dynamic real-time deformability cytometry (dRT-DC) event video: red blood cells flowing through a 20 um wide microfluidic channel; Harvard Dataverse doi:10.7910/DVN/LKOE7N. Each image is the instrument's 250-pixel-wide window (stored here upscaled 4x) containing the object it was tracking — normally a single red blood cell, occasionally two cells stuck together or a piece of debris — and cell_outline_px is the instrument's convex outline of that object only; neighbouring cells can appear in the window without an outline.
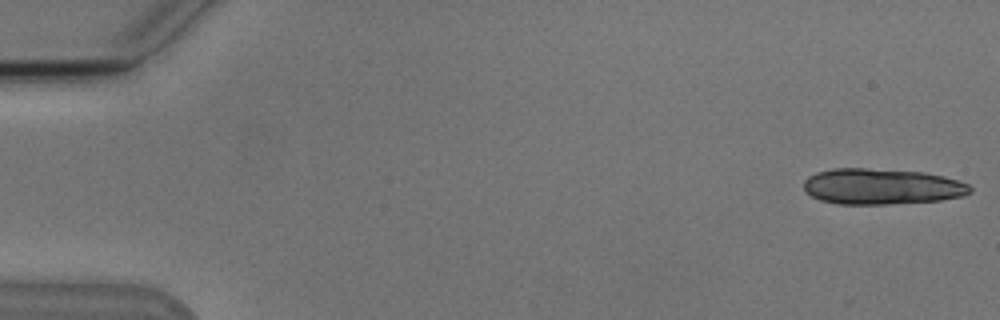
{"species": "Egyptian fruit bat (a non-hibernating species)", "species_latin": "Rousettus aegyptiacus", "temperature_condition": "cold", "stored_images_in_passage": 9, "camera_frame_rate_fps": 3000, "um_per_image_px": 0.085, "animal": {"sex": "male"}, "frame": {"image": 1, "passage_image": 1, "time_ms": 0.0, "image_size_px": [1000, 320], "cell_outline_px": [[972, 192], [964, 196], [940, 200], [884, 204], [836, 204], [820, 200], [812, 196], [804, 188], [804, 180], [808, 176], [816, 172], [832, 168], [864, 168], [924, 172], [944, 176], [968, 184], [972, 188]], "centroid_in_image_um": [74.94, 15.85], "position_along_channel_um": 10.1, "area_um2": 34.8}}
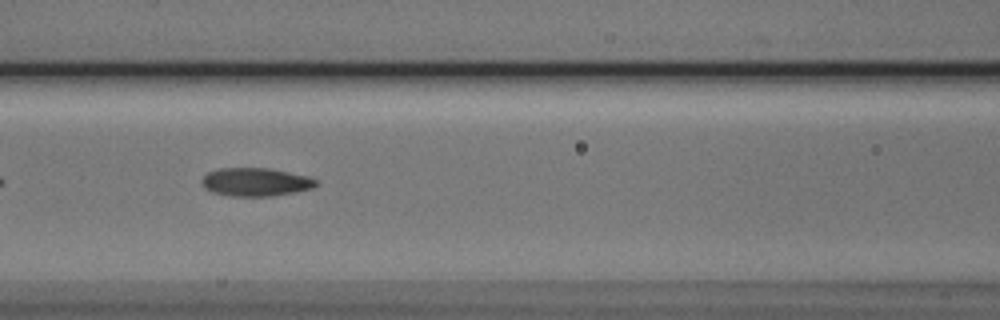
{"frame": {"image": 2, "passage_image": 7, "time_ms": 7.667, "image_size_px": [1000, 320], "cell_outline_px": [[316, 184], [312, 188], [272, 196], [232, 196], [212, 192], [204, 188], [200, 180], [208, 172], [220, 168], [268, 168], [308, 176], [316, 180]], "centroid_in_image_um": [21.68, 15.47], "position_along_channel_um": 144.9, "area_um2": 18.67}}
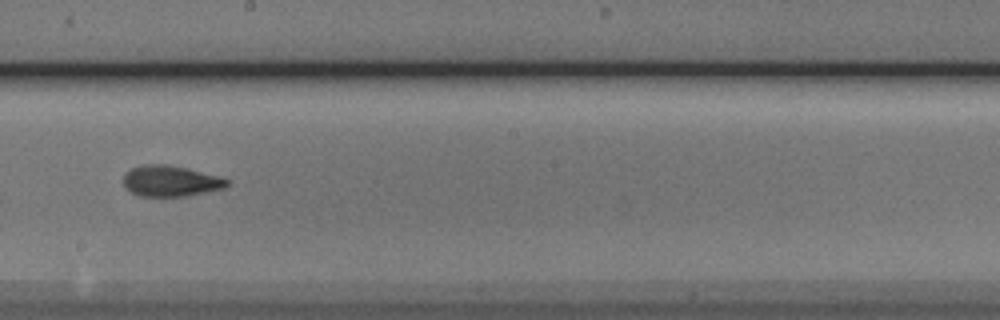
{"frame": {"image": 3, "passage_image": 9, "time_ms": 10.0, "image_size_px": [1000, 320], "cell_outline_px": [[228, 184], [224, 188], [184, 196], [140, 196], [132, 192], [124, 184], [124, 176], [132, 168], [144, 164], [168, 164], [188, 168], [220, 176], [228, 180]], "centroid_in_image_um": [14.52, 15.37], "position_along_channel_um": 233.7, "area_um2": 18.44}}